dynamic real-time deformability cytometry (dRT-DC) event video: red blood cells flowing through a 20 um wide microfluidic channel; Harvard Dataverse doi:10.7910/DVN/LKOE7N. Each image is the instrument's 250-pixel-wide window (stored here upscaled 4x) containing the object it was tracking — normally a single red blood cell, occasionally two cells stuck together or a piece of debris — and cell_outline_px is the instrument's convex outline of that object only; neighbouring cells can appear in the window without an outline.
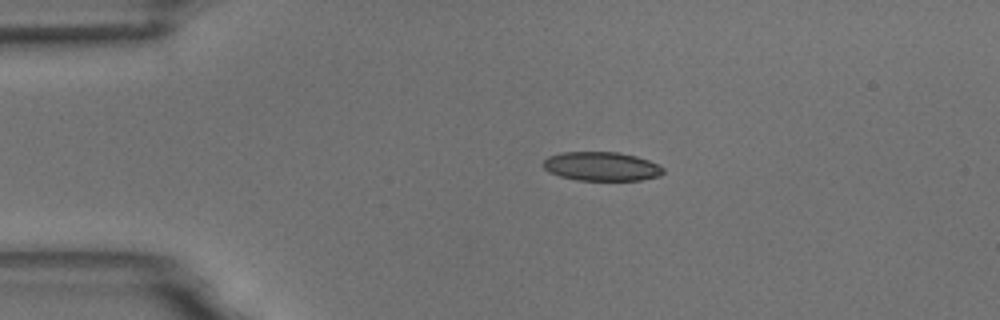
{"species": "common noctule bat (a hibernating species)", "species_latin": "Nyctalus noctula", "temperature_condition": "room temperature", "stored_images_in_passage": 4, "camera_frame_rate_fps": 3000, "um_per_image_px": 0.085, "animal": {"sex": "male", "body_mass_g": 18.8}, "frame": {"image": 1, "passage_image": 1, "time_ms": 0.0, "image_size_px": [1000, 320], "cell_outline_px": [[664, 172], [660, 176], [640, 180], [576, 180], [560, 176], [548, 172], [544, 168], [544, 160], [548, 156], [560, 152], [620, 152], [636, 156], [648, 160], [664, 168]], "centroid_in_image_um": [51.12, 14.14], "position_along_channel_um": 33.9, "area_um2": 20.29}}
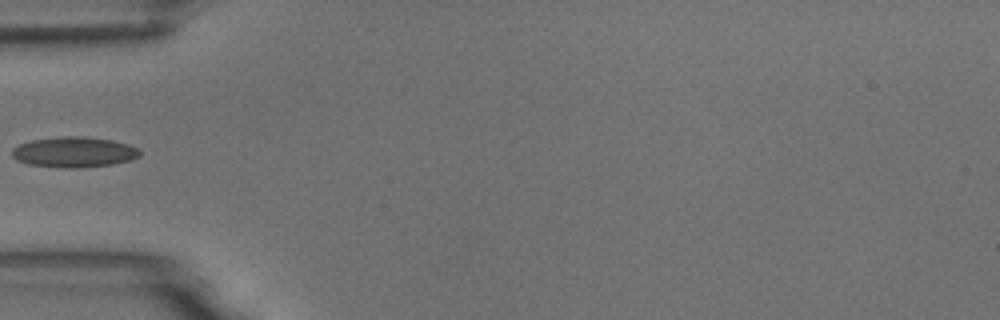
{"frame": {"image": 2, "passage_image": 3, "time_ms": 2.333, "image_size_px": [1000, 320], "cell_outline_px": [[140, 156], [132, 160], [112, 164], [80, 168], [64, 168], [28, 164], [16, 160], [12, 156], [12, 148], [20, 144], [32, 140], [60, 136], [80, 136], [112, 140], [128, 144], [136, 148], [140, 152]], "centroid_in_image_um": [6.28, 12.93], "position_along_channel_um": 78.7, "area_um2": 22.72}}